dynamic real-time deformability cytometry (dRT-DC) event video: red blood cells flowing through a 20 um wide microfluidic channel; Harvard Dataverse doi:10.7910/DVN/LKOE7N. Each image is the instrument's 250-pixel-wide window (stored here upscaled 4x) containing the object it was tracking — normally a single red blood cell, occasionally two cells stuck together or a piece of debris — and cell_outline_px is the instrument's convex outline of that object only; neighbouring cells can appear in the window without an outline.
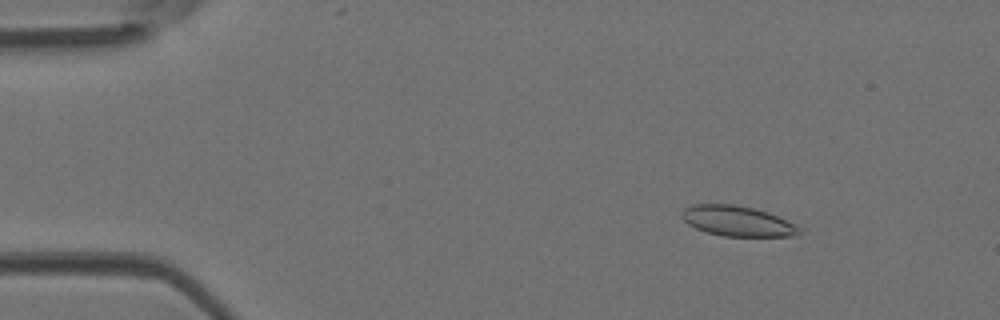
{"species": "Egyptian fruit bat (a non-hibernating species)", "species_latin": "Rousettus aegyptiacus", "temperature_condition": "room temperature", "stored_images_in_passage": 51, "camera_frame_rate_fps": 3000, "um_per_image_px": 0.085, "animal": {"sex": "female"}, "frame": {"image": 1, "passage_image": 6, "time_ms": 1.667, "image_size_px": [1000, 320], "cell_outline_px": [[804, 232], [800, 236], [724, 236], [708, 232], [696, 228], [688, 224], [680, 216], [680, 212], [684, 208], [692, 204], [736, 204], [768, 212], [800, 228]], "centroid_in_image_um": [62.66, 18.79], "position_along_channel_um": 22.3, "area_um2": 20.69}}
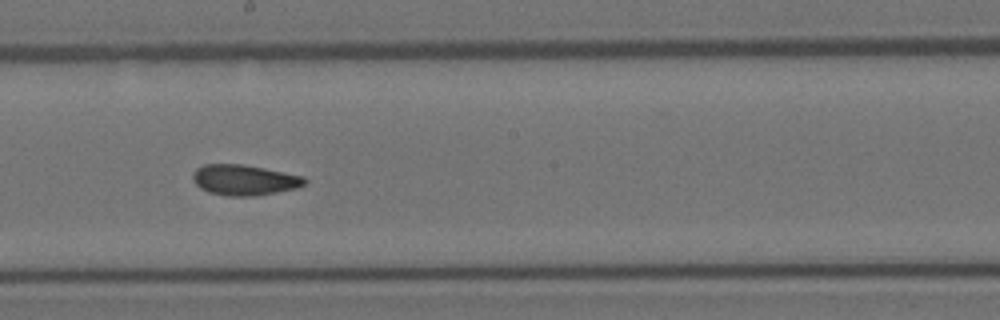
{"frame": {"image": 2, "passage_image": 28, "time_ms": 9.0, "image_size_px": [1000, 320], "cell_outline_px": [[308, 184], [296, 188], [256, 196], [228, 196], [208, 192], [200, 188], [192, 180], [192, 172], [196, 168], [204, 164], [244, 164], [304, 176], [308, 180]], "centroid_in_image_um": [20.77, 15.29], "position_along_channel_um": 227.4, "area_um2": 20.17}}
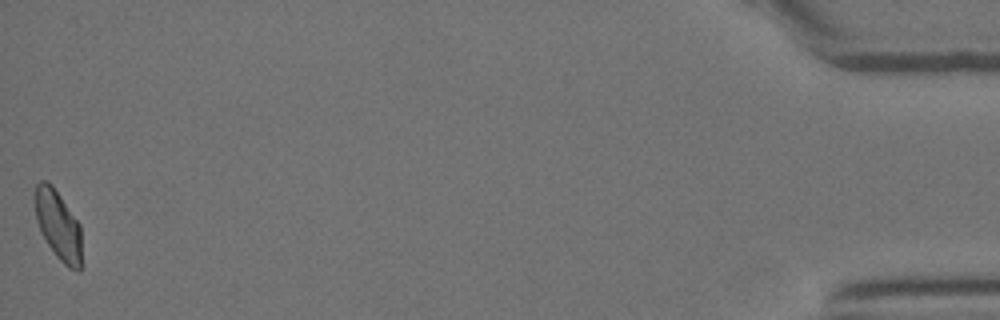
{"frame": {"image": 3, "passage_image": 51, "time_ms": 16.667, "image_size_px": [1000, 320], "cell_outline_px": [[80, 272], [76, 272], [68, 268], [56, 256], [40, 232], [36, 220], [36, 184], [40, 180], [48, 180], [52, 184], [80, 224]], "centroid_in_image_um": [4.94, 19.14], "position_along_channel_um": 430.3, "area_um2": 18.73}, "authors_computed_cell_mechanics": {"area_um2": 19.8254, "velocity_mm_per_s": 3.9078, "shape_relaxation_time_tau1_ms": null, "shape_relaxation_time_tau2_ms": 2.6637, "deformation_change_tau1": null, "deformation_change_tau2": 0.0566}}